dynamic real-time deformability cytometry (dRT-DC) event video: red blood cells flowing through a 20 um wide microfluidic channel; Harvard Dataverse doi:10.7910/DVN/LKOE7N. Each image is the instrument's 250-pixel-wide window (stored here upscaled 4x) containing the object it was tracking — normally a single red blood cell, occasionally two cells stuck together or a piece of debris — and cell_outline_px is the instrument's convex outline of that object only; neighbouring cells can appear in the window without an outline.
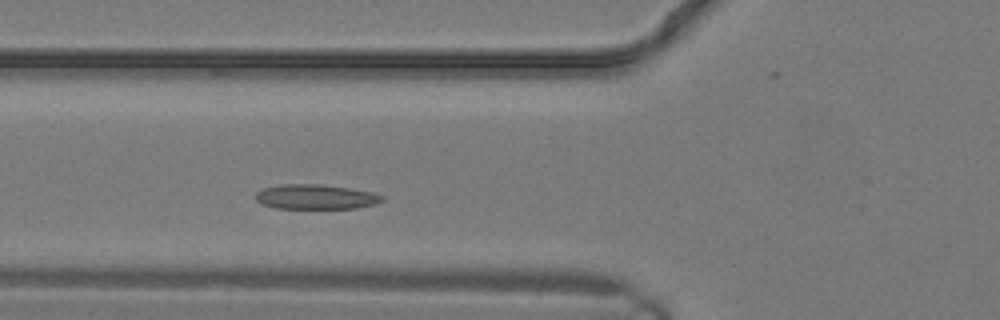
{"species": "common noctule bat (a hibernating species)", "species_latin": "Nyctalus noctula", "temperature_condition": "warm", "stored_images_in_passage": 6, "camera_frame_rate_fps": 3000, "um_per_image_px": 0.085, "animal": {"sex": "male", "body_mass_g": 19.2, "forearm_length_mm": 51.8}, "frame": {"image": 1, "passage_image": 5, "time_ms": 1.333, "image_size_px": [1000, 320], "cell_outline_px": [[384, 200], [376, 204], [356, 208], [276, 208], [260, 204], [256, 200], [256, 192], [264, 188], [280, 184], [324, 184], [372, 192], [384, 196]], "centroid_in_image_um": [26.83, 16.73], "position_along_channel_um": 99.0, "area_um2": 18.32}}